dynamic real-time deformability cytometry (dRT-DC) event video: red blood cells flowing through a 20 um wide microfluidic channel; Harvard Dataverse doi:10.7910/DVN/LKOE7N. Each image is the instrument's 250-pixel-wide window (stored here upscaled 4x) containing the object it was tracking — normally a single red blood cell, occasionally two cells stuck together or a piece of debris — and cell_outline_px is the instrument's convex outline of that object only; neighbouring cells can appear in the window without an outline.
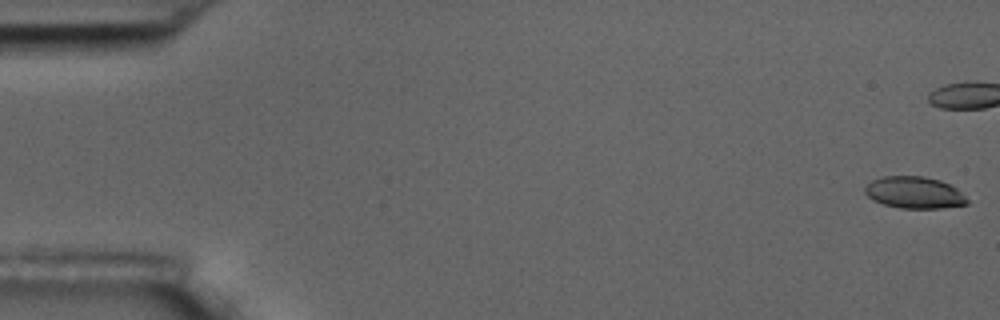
{"species": "common noctule bat (a hibernating species)", "species_latin": "Nyctalus noctula", "temperature_condition": "room temperature", "stored_images_in_passage": 45, "camera_frame_rate_fps": 3000, "um_per_image_px": 0.085, "animal": {"sex": "male", "body_mass_g": 17.5, "forearm_length_mm": 52.3}, "frame": {"image": 1, "passage_image": 1, "time_ms": 0.0, "image_size_px": [1000, 320], "cell_outline_px": [[968, 204], [940, 208], [900, 208], [884, 204], [872, 200], [864, 192], [864, 188], [872, 180], [884, 176], [924, 176], [940, 180], [956, 188], [968, 200]], "centroid_in_image_um": [77.7, 16.36], "position_along_channel_um": 7.3, "area_um2": 18.84}}
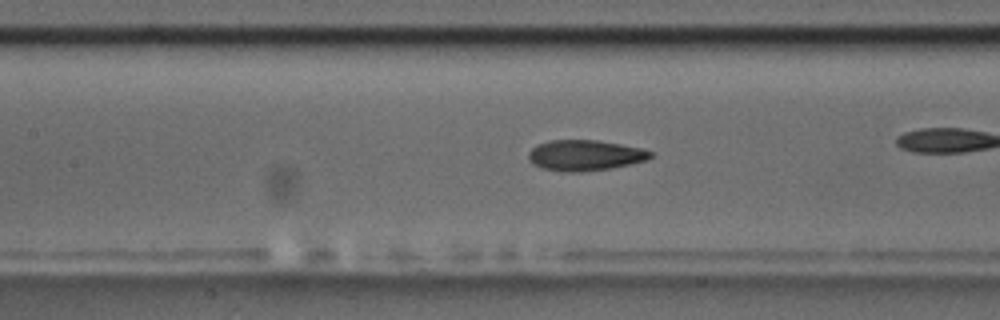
{"frame": {"image": 2, "passage_image": 26, "time_ms": 8.333, "image_size_px": [1000, 320], "cell_outline_px": [[652, 156], [648, 160], [632, 164], [612, 168], [580, 172], [568, 172], [544, 168], [532, 164], [528, 156], [528, 152], [536, 144], [548, 140], [596, 140], [620, 144], [640, 148], [652, 152]], "centroid_in_image_um": [49.72, 13.2], "position_along_channel_um": 157.7, "area_um2": 21.85}}